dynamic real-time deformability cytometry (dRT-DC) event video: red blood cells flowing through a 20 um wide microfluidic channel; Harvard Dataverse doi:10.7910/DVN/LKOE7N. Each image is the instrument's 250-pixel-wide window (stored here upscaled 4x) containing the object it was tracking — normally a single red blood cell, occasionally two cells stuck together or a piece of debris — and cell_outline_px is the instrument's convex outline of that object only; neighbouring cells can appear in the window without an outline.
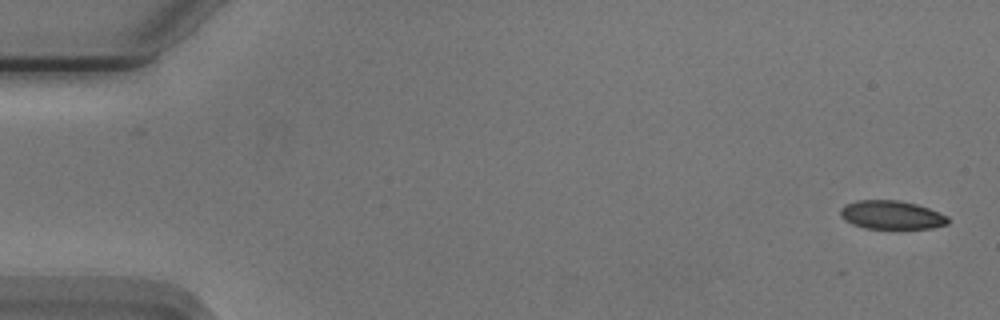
{"species": "Egyptian fruit bat (a non-hibernating species)", "species_latin": "Rousettus aegyptiacus", "temperature_condition": "cold", "stored_images_in_passage": 12, "camera_frame_rate_fps": 3000, "um_per_image_px": 0.085, "animal": {"sex": "male"}, "frame": {"image": 1, "passage_image": 1, "time_ms": 0.0, "image_size_px": [1000, 320], "cell_outline_px": [[948, 224], [932, 228], [864, 228], [852, 224], [844, 220], [840, 216], [840, 208], [844, 204], [856, 200], [900, 200], [916, 204], [928, 208], [948, 216]], "centroid_in_image_um": [75.74, 18.26], "position_along_channel_um": 9.3, "area_um2": 17.98}}